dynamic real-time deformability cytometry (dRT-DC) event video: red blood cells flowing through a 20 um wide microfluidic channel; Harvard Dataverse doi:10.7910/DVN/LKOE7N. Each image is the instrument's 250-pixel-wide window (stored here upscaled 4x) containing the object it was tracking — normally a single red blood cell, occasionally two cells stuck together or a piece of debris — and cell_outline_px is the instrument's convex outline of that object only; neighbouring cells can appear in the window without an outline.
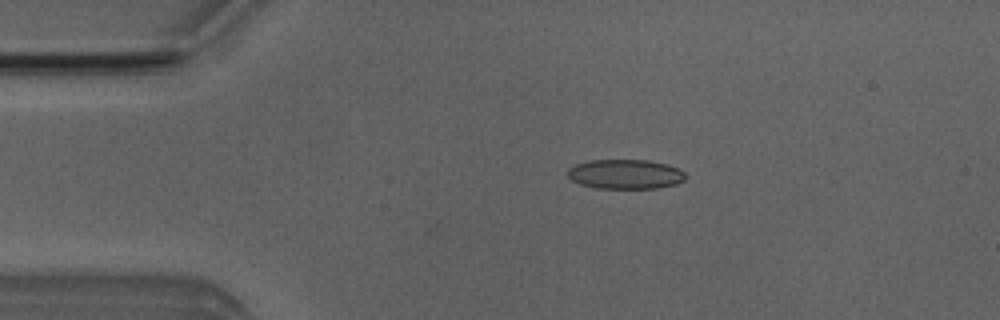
{"species": "Egyptian fruit bat (a non-hibernating species)", "species_latin": "Rousettus aegyptiacus", "temperature_condition": "room temperature", "stored_images_in_passage": 10, "camera_frame_rate_fps": 3000, "um_per_image_px": 0.085, "animal": {"sex": "male"}, "frame": {"image": 1, "passage_image": 4, "time_ms": 1.0, "image_size_px": [1000, 320], "cell_outline_px": [[688, 176], [684, 180], [676, 184], [656, 188], [596, 188], [580, 184], [572, 180], [568, 176], [568, 168], [576, 164], [588, 160], [648, 160], [664, 164], [676, 168], [684, 172]], "centroid_in_image_um": [53.14, 14.8], "position_along_channel_um": 31.9, "area_um2": 20.23}}